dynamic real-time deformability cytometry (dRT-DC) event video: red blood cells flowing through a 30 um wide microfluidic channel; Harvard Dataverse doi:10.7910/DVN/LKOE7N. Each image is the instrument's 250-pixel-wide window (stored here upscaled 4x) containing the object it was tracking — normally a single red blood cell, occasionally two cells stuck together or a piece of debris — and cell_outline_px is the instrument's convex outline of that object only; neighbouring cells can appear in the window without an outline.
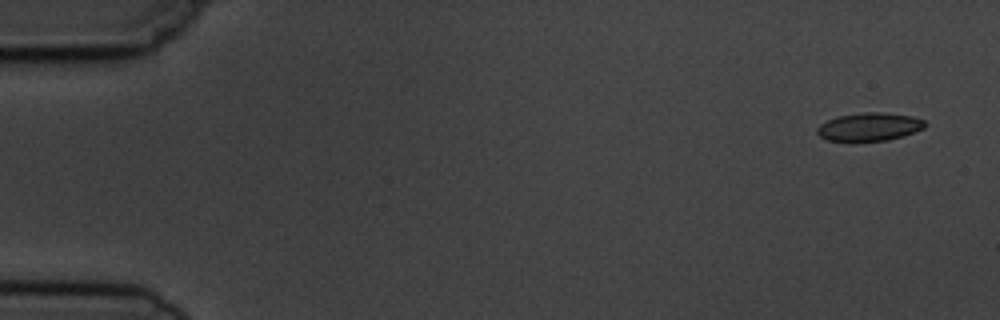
{"species": "common noctule bat (a hibernating species)", "species_latin": "Nyctalus noctula", "temperature_condition": "cold", "stored_images_in_passage": 6, "camera_frame_rate_fps": 3000, "um_per_image_px": 0.085, "animal": {"sex": "male", "body_mass_g": 19.5, "forearm_length_mm": 54.6}, "frame": {"image": 1, "passage_image": 1, "time_ms": 0.0, "image_size_px": [1000, 320], "cell_outline_px": [[924, 128], [904, 136], [888, 140], [848, 144], [828, 140], [820, 136], [816, 132], [816, 128], [820, 124], [836, 116], [864, 112], [880, 112], [912, 116], [924, 120]], "centroid_in_image_um": [73.83, 10.82], "position_along_channel_um": 11.2, "area_um2": 18.32}}
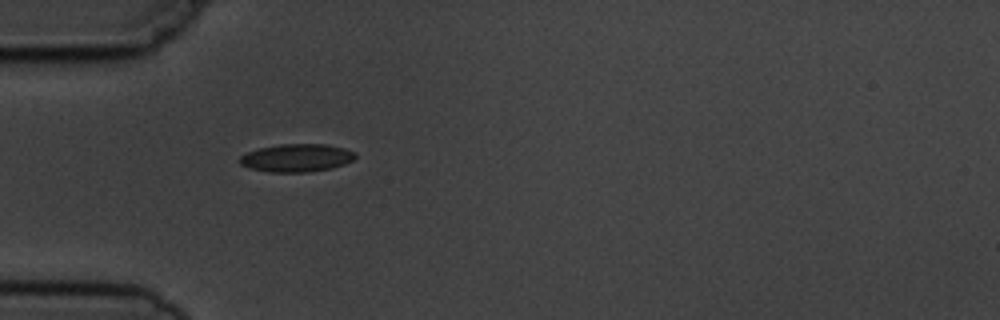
{"frame": {"image": 2, "passage_image": 5, "time_ms": 4.667, "image_size_px": [1000, 320], "cell_outline_px": [[356, 156], [352, 160], [344, 164], [332, 168], [308, 172], [268, 172], [248, 168], [240, 164], [240, 156], [248, 152], [260, 148], [280, 144], [324, 144], [344, 148], [356, 152]], "centroid_in_image_um": [25.21, 13.42], "position_along_channel_um": 59.8, "area_um2": 18.79}}
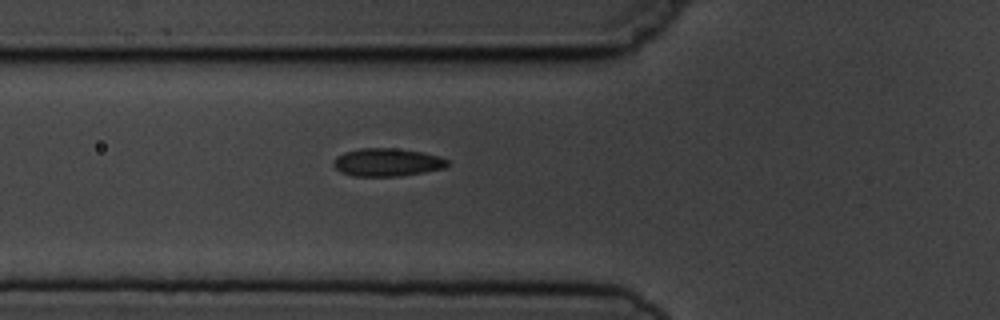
{"frame": {"image": 3, "passage_image": 6, "time_ms": 5.667, "image_size_px": [1000, 320], "cell_outline_px": [[448, 164], [444, 168], [424, 172], [400, 176], [352, 176], [340, 172], [332, 164], [332, 160], [336, 156], [344, 152], [360, 148], [396, 148], [420, 152], [440, 156], [448, 160]], "centroid_in_image_um": [32.86, 13.79], "position_along_channel_um": 92.9, "area_um2": 18.67}}